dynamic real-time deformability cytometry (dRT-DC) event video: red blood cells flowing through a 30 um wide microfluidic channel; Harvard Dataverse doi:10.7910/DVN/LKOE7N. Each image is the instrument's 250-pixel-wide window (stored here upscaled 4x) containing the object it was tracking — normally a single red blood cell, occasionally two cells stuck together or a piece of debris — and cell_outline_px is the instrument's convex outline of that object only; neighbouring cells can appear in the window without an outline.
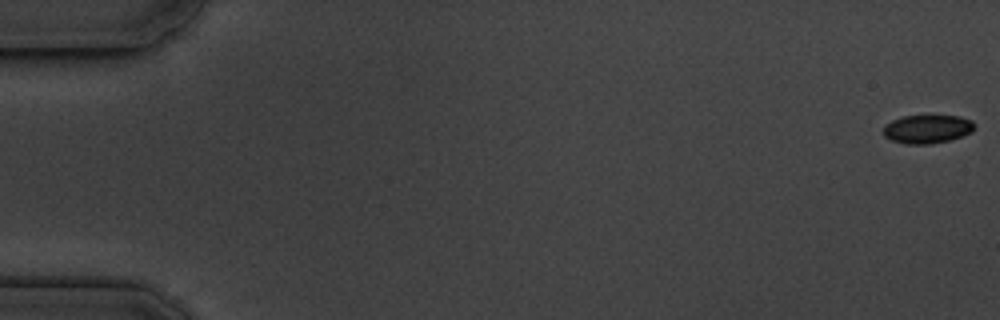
{"species": "common noctule bat (a hibernating species)", "species_latin": "Nyctalus noctula", "temperature_condition": "cold", "stored_images_in_passage": 56, "camera_frame_rate_fps": 3000, "um_per_image_px": 0.085, "animal": {"sex": "male", "body_mass_g": 19.5, "forearm_length_mm": 54.6}, "frame": {"image": 1, "passage_image": 1, "time_ms": 0.0, "image_size_px": [1000, 320], "cell_outline_px": [[976, 124], [972, 132], [948, 140], [932, 144], [904, 144], [892, 140], [884, 136], [884, 124], [892, 120], [904, 116], [960, 116], [972, 120]], "centroid_in_image_um": [78.82, 10.97], "position_along_channel_um": 6.2, "area_um2": 15.14}}
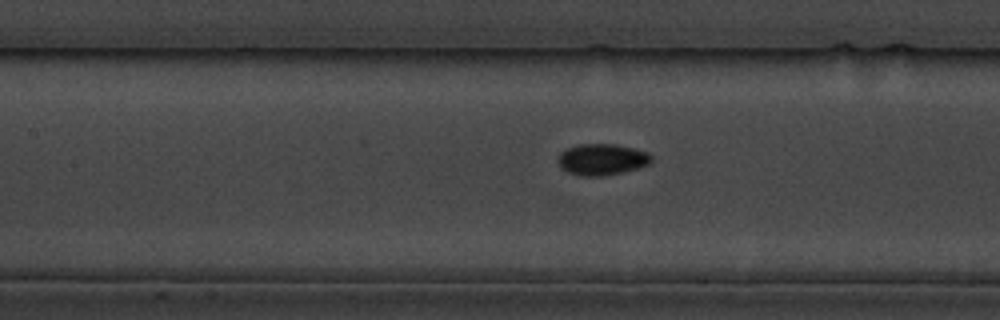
{"frame": {"image": 2, "passage_image": 26, "time_ms": 8.333, "image_size_px": [1000, 320], "cell_outline_px": [[652, 160], [648, 164], [624, 172], [600, 176], [580, 176], [568, 172], [556, 160], [560, 152], [576, 144], [616, 144], [648, 152], [652, 156]], "centroid_in_image_um": [51.15, 13.54], "position_along_channel_um": 156.2, "area_um2": 16.99}}
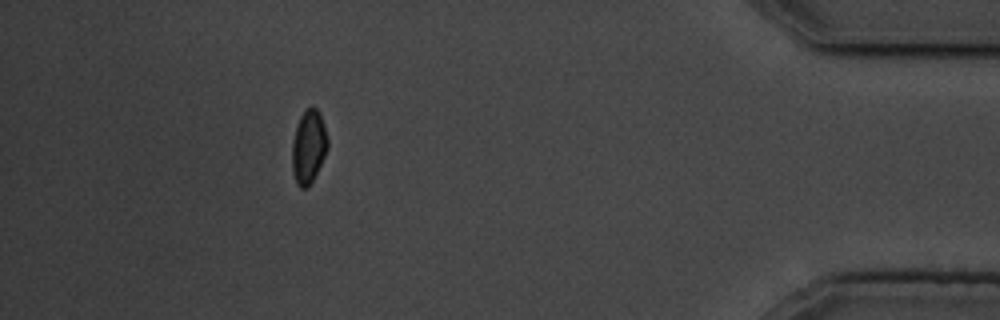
{"frame": {"image": 3, "passage_image": 51, "time_ms": 16.667, "image_size_px": [1000, 320], "cell_outline_px": [[328, 148], [312, 180], [304, 188], [300, 188], [296, 184], [292, 172], [292, 144], [296, 128], [300, 116], [312, 104], [320, 112], [324, 124], [328, 140]], "centroid_in_image_um": [26.22, 12.44], "position_along_channel_um": 409.0, "area_um2": 15.09}, "authors_computed_cell_mechanics": {"area_um2": 15.7505, "velocity_mm_per_s": 3.6406, "shape_relaxation_time_tau1_ms": 2.4692, "shape_relaxation_time_tau2_ms": null, "deformation_change_tau1": 0.0674, "deformation_change_tau2": null}}